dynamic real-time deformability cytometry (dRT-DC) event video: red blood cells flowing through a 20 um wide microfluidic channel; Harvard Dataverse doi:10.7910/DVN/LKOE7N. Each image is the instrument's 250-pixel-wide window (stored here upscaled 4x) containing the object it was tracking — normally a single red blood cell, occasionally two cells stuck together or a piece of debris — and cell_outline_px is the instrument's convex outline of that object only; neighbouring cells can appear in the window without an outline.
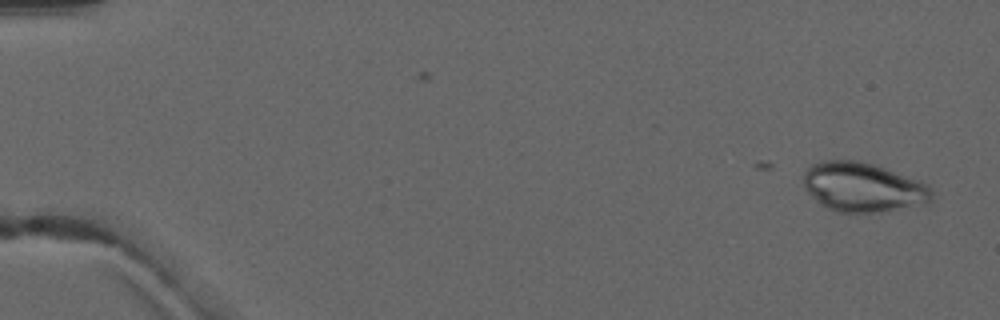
{"species": "common noctule bat (a hibernating species)", "species_latin": "Nyctalus noctula", "temperature_condition": "warm", "stored_images_in_passage": 3, "camera_frame_rate_fps": 3000, "um_per_image_px": 0.085, "animal": {"sex": "male", "forearm_length_mm": 52.5}, "frame": {"image": 1, "passage_image": 3, "time_ms": 2.333, "image_size_px": [1000, 320], "cell_outline_px": [[932, 200], [928, 204], [880, 212], [836, 212], [820, 204], [804, 188], [804, 172], [812, 164], [824, 160], [856, 160], [876, 164], [928, 184], [932, 188]], "centroid_in_image_um": [73.38, 15.91], "position_along_channel_um": 11.6, "area_um2": 37.17}}